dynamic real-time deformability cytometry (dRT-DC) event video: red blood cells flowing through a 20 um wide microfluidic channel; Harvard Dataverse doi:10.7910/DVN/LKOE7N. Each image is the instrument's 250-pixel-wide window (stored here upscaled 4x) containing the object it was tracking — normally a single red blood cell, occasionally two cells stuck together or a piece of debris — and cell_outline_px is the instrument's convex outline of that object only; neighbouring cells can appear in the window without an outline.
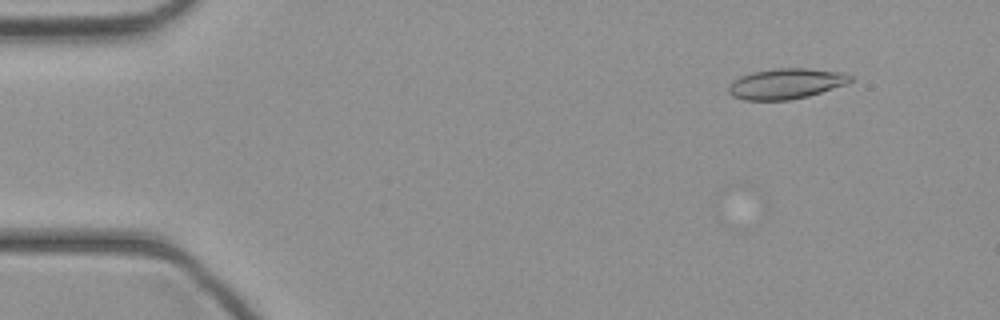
{"species": "common noctule bat (a hibernating species)", "species_latin": "Nyctalus noctula", "temperature_condition": "cold", "stored_images_in_passage": 9, "camera_frame_rate_fps": 3000, "um_per_image_px": 0.085, "animal": {"sex": "female", "body_mass_g": 21.9}, "frame": {"image": 1, "passage_image": 5, "time_ms": 1.333, "image_size_px": [1000, 320], "cell_outline_px": [[852, 80], [848, 84], [808, 96], [788, 100], [744, 100], [732, 96], [728, 92], [728, 84], [732, 80], [740, 76], [752, 72], [776, 68], [808, 68], [844, 72], [852, 76]], "centroid_in_image_um": [66.81, 7.11], "position_along_channel_um": 18.2, "area_um2": 21.91}}